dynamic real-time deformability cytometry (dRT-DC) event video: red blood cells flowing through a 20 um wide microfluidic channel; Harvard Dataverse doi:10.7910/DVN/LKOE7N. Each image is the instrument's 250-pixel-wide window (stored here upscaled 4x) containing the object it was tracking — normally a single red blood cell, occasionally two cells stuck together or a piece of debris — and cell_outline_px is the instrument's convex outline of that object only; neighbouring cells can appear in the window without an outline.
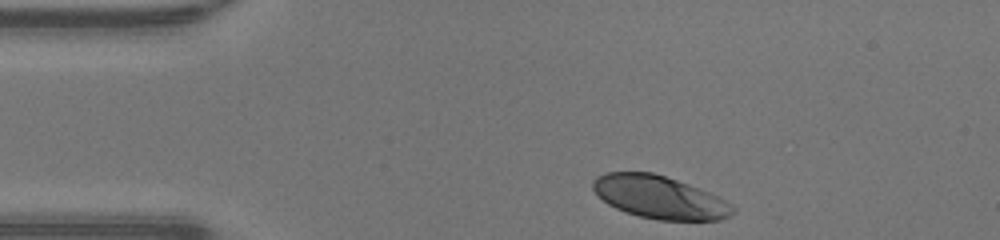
{"species": "human", "species_latin": "Homo sapiens", "temperature_condition": "warm", "stored_images_in_passage": 31, "camera_frame_rate_fps": 3000, "um_per_image_px": 0.085, "donor": {"sex": "male"}, "frame": {"image": 1, "passage_image": 1, "time_ms": 0.0, "image_size_px": [1000, 240], "cell_outline_px": [[736, 212], [732, 216], [720, 220], [660, 220], [640, 216], [624, 212], [608, 204], [592, 188], [592, 180], [596, 176], [604, 172], [652, 172], [700, 188], [720, 196], [732, 204], [736, 208]], "centroid_in_image_um": [56.11, 16.77], "position_along_channel_um": 28.9, "area_um2": 35.08}}
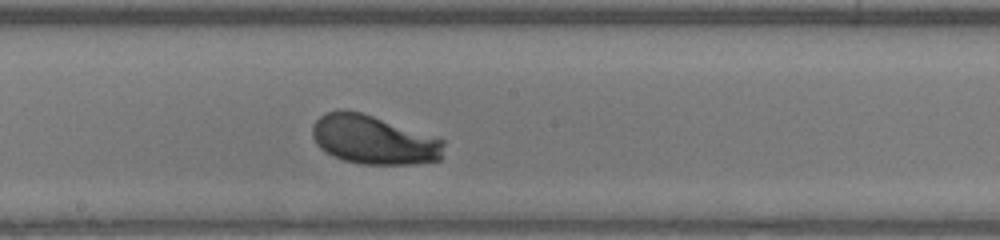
{"frame": {"image": 2, "passage_image": 18, "time_ms": 5.667, "image_size_px": [1000, 240], "cell_outline_px": [[444, 144], [440, 160], [412, 164], [360, 164], [344, 160], [332, 156], [320, 148], [316, 144], [312, 136], [312, 124], [324, 112], [344, 108], [360, 112], [444, 140]], "centroid_in_image_um": [31.69, 11.88], "position_along_channel_um": 216.5, "area_um2": 37.34}}
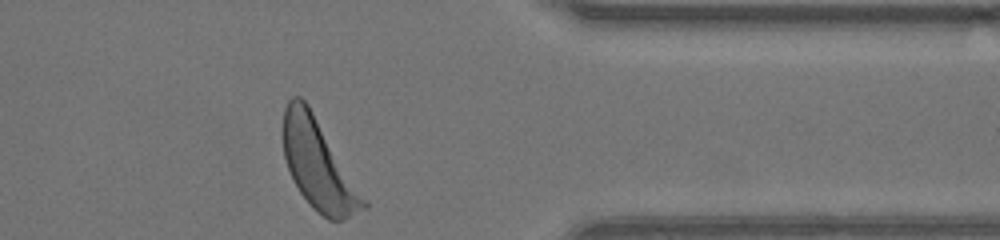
{"frame": {"image": 3, "passage_image": 31, "time_ms": 10.0, "image_size_px": [1000, 240], "cell_outline_px": [[368, 208], [344, 220], [328, 220], [312, 208], [300, 192], [288, 168], [284, 156], [280, 128], [284, 108], [288, 100], [292, 96], [300, 96], [308, 104], [368, 204]], "centroid_in_image_um": [27.01, 13.99], "position_along_channel_um": 384.4, "area_um2": 41.67}, "authors_computed_cell_mechanics": {"area_um2": 37.281, "velocity_mm_per_s": 4.2755, "shape_relaxation_time_tau1_ms": 1.5388, "shape_relaxation_time_tau2_ms": null, "deformation_change_tau1": 0.157, "deformation_change_tau2": null}}